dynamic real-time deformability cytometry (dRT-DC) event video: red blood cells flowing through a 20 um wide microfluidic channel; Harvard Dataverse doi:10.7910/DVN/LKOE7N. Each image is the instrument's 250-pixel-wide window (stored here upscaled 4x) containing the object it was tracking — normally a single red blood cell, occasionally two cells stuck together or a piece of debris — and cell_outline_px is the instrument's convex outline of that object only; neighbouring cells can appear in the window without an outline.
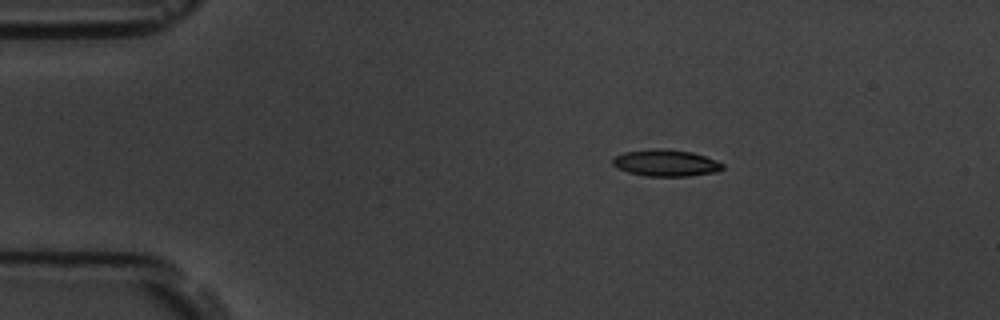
{"species": "common noctule bat (a hibernating species)", "species_latin": "Nyctalus noctula", "temperature_condition": "room temperature", "stored_images_in_passage": 5, "camera_frame_rate_fps": 3000, "um_per_image_px": 0.085, "animal": {"sex": "male", "body_mass_g": 19.5, "forearm_length_mm": 54.6}, "frame": {"image": 1, "passage_image": 3, "time_ms": 3.333, "image_size_px": [1000, 320], "cell_outline_px": [[724, 168], [720, 172], [688, 176], [644, 176], [628, 172], [612, 164], [612, 160], [616, 156], [624, 152], [652, 148], [656, 148], [692, 152], [716, 160], [724, 164]], "centroid_in_image_um": [56.63, 13.86], "position_along_channel_um": 28.4, "area_um2": 17.11}}